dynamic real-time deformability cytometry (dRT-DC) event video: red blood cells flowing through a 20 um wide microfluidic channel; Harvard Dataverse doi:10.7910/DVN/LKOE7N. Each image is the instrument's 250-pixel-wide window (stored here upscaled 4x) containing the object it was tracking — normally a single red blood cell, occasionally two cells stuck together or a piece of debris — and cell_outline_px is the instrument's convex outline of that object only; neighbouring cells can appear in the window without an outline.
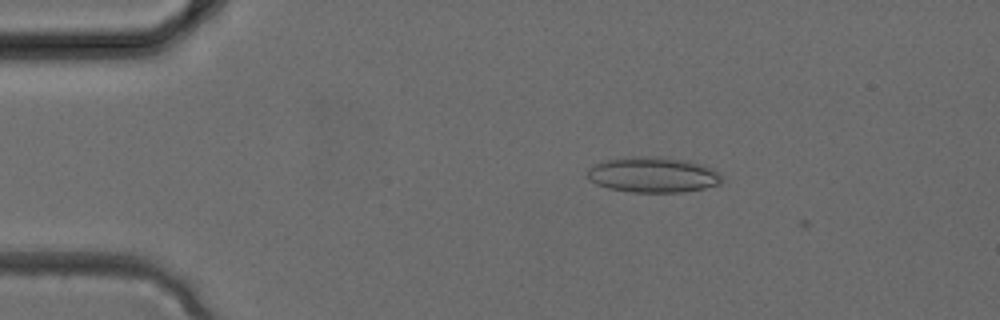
{"species": "common noctule bat (a hibernating species)", "species_latin": "Nyctalus noctula", "temperature_condition": "cold", "stored_images_in_passage": 2, "camera_frame_rate_fps": 3000, "um_per_image_px": 0.085, "animal": {"sex": "female", "body_mass_g": 24.6, "forearm_length_mm": 56.2}, "frame": {"image": 1, "passage_image": 1, "time_ms": 0.0, "image_size_px": [1000, 320], "cell_outline_px": [[720, 184], [704, 188], [684, 192], [632, 192], [608, 188], [596, 184], [588, 176], [588, 168], [604, 160], [636, 156], [656, 156], [688, 160], [704, 164], [720, 172]], "centroid_in_image_um": [55.53, 14.84], "position_along_channel_um": 29.5, "area_um2": 27.86}}